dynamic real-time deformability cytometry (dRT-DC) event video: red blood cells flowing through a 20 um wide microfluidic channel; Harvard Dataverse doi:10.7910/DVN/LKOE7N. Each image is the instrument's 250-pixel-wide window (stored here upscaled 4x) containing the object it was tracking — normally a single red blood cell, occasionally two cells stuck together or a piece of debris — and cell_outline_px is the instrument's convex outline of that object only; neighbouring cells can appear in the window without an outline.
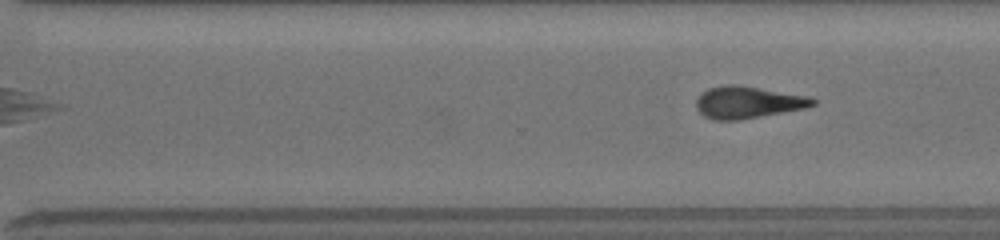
{"species": "common noctule bat (a hibernating species)", "species_latin": "Nyctalus noctula", "temperature_condition": "room temperature", "stored_images_in_passage": 17, "segment_of_instrument_passage": [2, 2], "camera_frame_rate_fps": 3000, "um_per_image_px": 0.085, "animal": {"sex": "female", "body_mass_g": 19.5, "forearm_length_mm": 54.1}, "frame": {"image": 1, "passage_image": 17, "time_ms": 8.333, "image_size_px": [1000, 240], "cell_outline_px": [[816, 104], [804, 108], [784, 112], [736, 120], [716, 120], [704, 116], [696, 108], [696, 100], [708, 88], [728, 84], [756, 88], [808, 96], [816, 100]], "centroid_in_image_um": [63.55, 8.71], "position_along_channel_um": 307.1, "area_um2": 21.15}}